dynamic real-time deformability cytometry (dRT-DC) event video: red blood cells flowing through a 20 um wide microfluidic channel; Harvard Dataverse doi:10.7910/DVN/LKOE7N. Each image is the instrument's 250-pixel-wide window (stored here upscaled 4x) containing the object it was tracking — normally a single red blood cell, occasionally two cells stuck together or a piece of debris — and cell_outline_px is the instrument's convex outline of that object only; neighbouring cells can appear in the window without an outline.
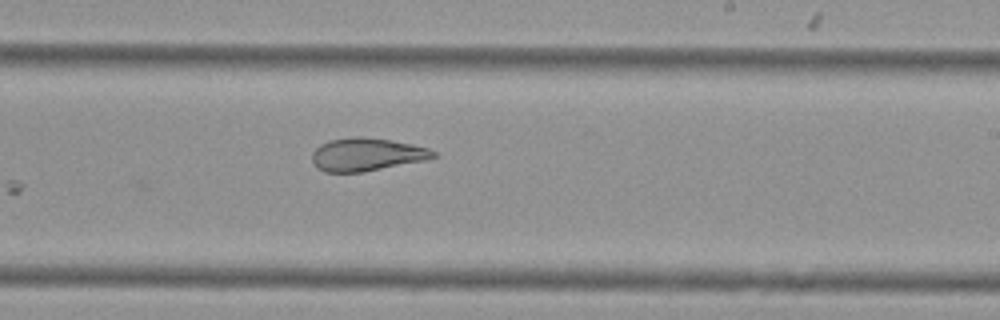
{"species": "Egyptian fruit bat (a non-hibernating species)", "species_latin": "Rousettus aegyptiacus", "temperature_condition": "cold", "stored_images_in_passage": 7, "camera_frame_rate_fps": 3000, "um_per_image_px": 0.085, "animal": {"sex": "female"}, "frame": {"image": 1, "passage_image": 7, "time_ms": 2.0, "image_size_px": [1000, 320], "cell_outline_px": [[440, 156], [428, 160], [360, 172], [324, 172], [316, 168], [312, 164], [312, 152], [320, 144], [328, 140], [352, 136], [360, 136], [392, 140], [412, 144], [428, 148], [436, 152]], "centroid_in_image_um": [31.17, 13.12], "position_along_channel_um": 257.8, "area_um2": 23.64}}